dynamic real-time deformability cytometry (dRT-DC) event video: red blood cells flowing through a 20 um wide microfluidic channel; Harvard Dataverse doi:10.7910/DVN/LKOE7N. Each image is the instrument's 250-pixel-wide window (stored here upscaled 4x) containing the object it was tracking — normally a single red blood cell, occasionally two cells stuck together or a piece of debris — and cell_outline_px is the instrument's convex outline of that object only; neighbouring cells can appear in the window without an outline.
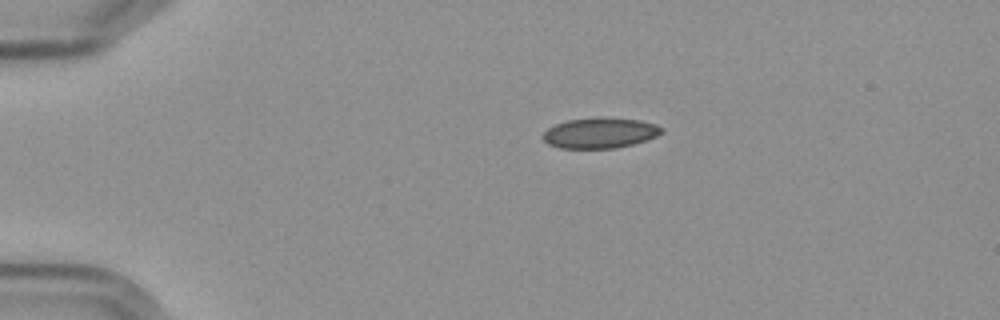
{"species": "Egyptian fruit bat (a non-hibernating species)", "species_latin": "Rousettus aegyptiacus", "temperature_condition": "cold", "stored_images_in_passage": 3, "camera_frame_rate_fps": 3000, "um_per_image_px": 0.085, "frame": {"image": 1, "passage_image": 1, "time_ms": 0.0, "image_size_px": [1000, 320], "cell_outline_px": [[664, 128], [656, 136], [648, 140], [616, 148], [560, 148], [548, 144], [544, 140], [544, 132], [548, 128], [556, 124], [568, 120], [604, 116], [640, 120], [656, 124]], "centroid_in_image_um": [51.02, 11.29], "position_along_channel_um": 34.0, "area_um2": 21.15}}